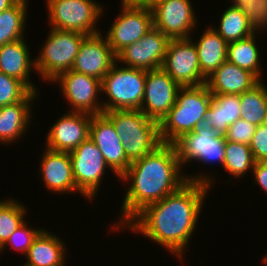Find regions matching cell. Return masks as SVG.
Listing matches in <instances>:
<instances>
[{"instance_id": "obj_1", "label": "cell", "mask_w": 267, "mask_h": 266, "mask_svg": "<svg viewBox=\"0 0 267 266\" xmlns=\"http://www.w3.org/2000/svg\"><path fill=\"white\" fill-rule=\"evenodd\" d=\"M174 144L162 143L153 152L144 155L130 164L128 170L119 178L125 187V196L121 204L119 220L111 223L110 230L122 232V229L147 205L162 200L165 196L178 190L187 181L199 182L209 186L215 185L212 173L189 175L182 170ZM184 171V173L182 172ZM215 178V179H214ZM114 230V231H112Z\"/></svg>"}, {"instance_id": "obj_2", "label": "cell", "mask_w": 267, "mask_h": 266, "mask_svg": "<svg viewBox=\"0 0 267 266\" xmlns=\"http://www.w3.org/2000/svg\"><path fill=\"white\" fill-rule=\"evenodd\" d=\"M208 185L187 181L162 200L147 205L124 228L139 233L185 263V253L197 229L209 195Z\"/></svg>"}, {"instance_id": "obj_3", "label": "cell", "mask_w": 267, "mask_h": 266, "mask_svg": "<svg viewBox=\"0 0 267 266\" xmlns=\"http://www.w3.org/2000/svg\"><path fill=\"white\" fill-rule=\"evenodd\" d=\"M212 100L206 84L181 87L174 106L159 123L162 143L174 144L184 134L202 125Z\"/></svg>"}, {"instance_id": "obj_4", "label": "cell", "mask_w": 267, "mask_h": 266, "mask_svg": "<svg viewBox=\"0 0 267 266\" xmlns=\"http://www.w3.org/2000/svg\"><path fill=\"white\" fill-rule=\"evenodd\" d=\"M103 114L113 123L123 143L125 155L131 163L162 144L159 123L140 110H111Z\"/></svg>"}, {"instance_id": "obj_5", "label": "cell", "mask_w": 267, "mask_h": 266, "mask_svg": "<svg viewBox=\"0 0 267 266\" xmlns=\"http://www.w3.org/2000/svg\"><path fill=\"white\" fill-rule=\"evenodd\" d=\"M146 70L113 64L101 80L103 112L140 110L145 91ZM107 99V100H106Z\"/></svg>"}, {"instance_id": "obj_6", "label": "cell", "mask_w": 267, "mask_h": 266, "mask_svg": "<svg viewBox=\"0 0 267 266\" xmlns=\"http://www.w3.org/2000/svg\"><path fill=\"white\" fill-rule=\"evenodd\" d=\"M86 34L52 29L35 58L36 74L40 80L51 83L61 73L71 70Z\"/></svg>"}, {"instance_id": "obj_7", "label": "cell", "mask_w": 267, "mask_h": 266, "mask_svg": "<svg viewBox=\"0 0 267 266\" xmlns=\"http://www.w3.org/2000/svg\"><path fill=\"white\" fill-rule=\"evenodd\" d=\"M48 25L52 29L93 35L102 32L97 24L104 16L103 4L96 0H46ZM100 19V20H99Z\"/></svg>"}, {"instance_id": "obj_8", "label": "cell", "mask_w": 267, "mask_h": 266, "mask_svg": "<svg viewBox=\"0 0 267 266\" xmlns=\"http://www.w3.org/2000/svg\"><path fill=\"white\" fill-rule=\"evenodd\" d=\"M225 141L224 135L199 125L192 132L184 134L174 145L183 169L191 162L202 163V166L217 163V166L223 167Z\"/></svg>"}, {"instance_id": "obj_9", "label": "cell", "mask_w": 267, "mask_h": 266, "mask_svg": "<svg viewBox=\"0 0 267 266\" xmlns=\"http://www.w3.org/2000/svg\"><path fill=\"white\" fill-rule=\"evenodd\" d=\"M73 177L80 196L89 202L94 201L100 190L102 179L110 167L95 143L88 137L75 150L70 152ZM104 177V178H103Z\"/></svg>"}, {"instance_id": "obj_10", "label": "cell", "mask_w": 267, "mask_h": 266, "mask_svg": "<svg viewBox=\"0 0 267 266\" xmlns=\"http://www.w3.org/2000/svg\"><path fill=\"white\" fill-rule=\"evenodd\" d=\"M52 83L58 84L67 105L71 106L68 112L103 114L101 80L98 78L69 70L61 73Z\"/></svg>"}, {"instance_id": "obj_11", "label": "cell", "mask_w": 267, "mask_h": 266, "mask_svg": "<svg viewBox=\"0 0 267 266\" xmlns=\"http://www.w3.org/2000/svg\"><path fill=\"white\" fill-rule=\"evenodd\" d=\"M193 37L170 39L162 69L181 87L199 86L206 82L201 74Z\"/></svg>"}, {"instance_id": "obj_12", "label": "cell", "mask_w": 267, "mask_h": 266, "mask_svg": "<svg viewBox=\"0 0 267 266\" xmlns=\"http://www.w3.org/2000/svg\"><path fill=\"white\" fill-rule=\"evenodd\" d=\"M191 2V0H160L155 2L150 6L153 27L159 29L169 39L190 38L193 36L191 34L196 31L199 21L195 14L194 4Z\"/></svg>"}, {"instance_id": "obj_13", "label": "cell", "mask_w": 267, "mask_h": 266, "mask_svg": "<svg viewBox=\"0 0 267 266\" xmlns=\"http://www.w3.org/2000/svg\"><path fill=\"white\" fill-rule=\"evenodd\" d=\"M120 9L105 35L115 55L153 28L149 6L120 5Z\"/></svg>"}, {"instance_id": "obj_14", "label": "cell", "mask_w": 267, "mask_h": 266, "mask_svg": "<svg viewBox=\"0 0 267 266\" xmlns=\"http://www.w3.org/2000/svg\"><path fill=\"white\" fill-rule=\"evenodd\" d=\"M181 86L162 68L146 71L145 91L140 111L160 123L174 106Z\"/></svg>"}, {"instance_id": "obj_15", "label": "cell", "mask_w": 267, "mask_h": 266, "mask_svg": "<svg viewBox=\"0 0 267 266\" xmlns=\"http://www.w3.org/2000/svg\"><path fill=\"white\" fill-rule=\"evenodd\" d=\"M169 38L153 27L141 39L128 45L116 55L120 65L146 71L161 68Z\"/></svg>"}, {"instance_id": "obj_16", "label": "cell", "mask_w": 267, "mask_h": 266, "mask_svg": "<svg viewBox=\"0 0 267 266\" xmlns=\"http://www.w3.org/2000/svg\"><path fill=\"white\" fill-rule=\"evenodd\" d=\"M89 138L102 153L106 164L118 179L128 170L131 162L127 159L123 143L113 123L104 115H92Z\"/></svg>"}, {"instance_id": "obj_17", "label": "cell", "mask_w": 267, "mask_h": 266, "mask_svg": "<svg viewBox=\"0 0 267 266\" xmlns=\"http://www.w3.org/2000/svg\"><path fill=\"white\" fill-rule=\"evenodd\" d=\"M91 119V114L66 110V113L49 127L45 140L46 148L69 153L75 150L89 137Z\"/></svg>"}, {"instance_id": "obj_18", "label": "cell", "mask_w": 267, "mask_h": 266, "mask_svg": "<svg viewBox=\"0 0 267 266\" xmlns=\"http://www.w3.org/2000/svg\"><path fill=\"white\" fill-rule=\"evenodd\" d=\"M104 35L103 31L83 39L71 70L99 80L104 78L116 62V55Z\"/></svg>"}, {"instance_id": "obj_19", "label": "cell", "mask_w": 267, "mask_h": 266, "mask_svg": "<svg viewBox=\"0 0 267 266\" xmlns=\"http://www.w3.org/2000/svg\"><path fill=\"white\" fill-rule=\"evenodd\" d=\"M39 160L40 178L45 188L54 194L78 193L73 177L72 161L69 152L54 151L45 147Z\"/></svg>"}, {"instance_id": "obj_20", "label": "cell", "mask_w": 267, "mask_h": 266, "mask_svg": "<svg viewBox=\"0 0 267 266\" xmlns=\"http://www.w3.org/2000/svg\"><path fill=\"white\" fill-rule=\"evenodd\" d=\"M40 93L30 92L21 102L0 107V144L13 145L23 137L32 124V107ZM34 103V104H33ZM33 105V106H32ZM19 140V141H18ZM7 144V145H6Z\"/></svg>"}, {"instance_id": "obj_21", "label": "cell", "mask_w": 267, "mask_h": 266, "mask_svg": "<svg viewBox=\"0 0 267 266\" xmlns=\"http://www.w3.org/2000/svg\"><path fill=\"white\" fill-rule=\"evenodd\" d=\"M27 44L26 39L22 38L0 46V72L22 81L32 92L40 93L30 79L32 71L36 73V67Z\"/></svg>"}, {"instance_id": "obj_22", "label": "cell", "mask_w": 267, "mask_h": 266, "mask_svg": "<svg viewBox=\"0 0 267 266\" xmlns=\"http://www.w3.org/2000/svg\"><path fill=\"white\" fill-rule=\"evenodd\" d=\"M259 81L250 71L242 69L226 60L206 78L205 84L211 94L240 95L251 89Z\"/></svg>"}, {"instance_id": "obj_23", "label": "cell", "mask_w": 267, "mask_h": 266, "mask_svg": "<svg viewBox=\"0 0 267 266\" xmlns=\"http://www.w3.org/2000/svg\"><path fill=\"white\" fill-rule=\"evenodd\" d=\"M67 247L63 239L44 229L34 239L20 266H66Z\"/></svg>"}, {"instance_id": "obj_24", "label": "cell", "mask_w": 267, "mask_h": 266, "mask_svg": "<svg viewBox=\"0 0 267 266\" xmlns=\"http://www.w3.org/2000/svg\"><path fill=\"white\" fill-rule=\"evenodd\" d=\"M205 29L194 44L201 74L207 78L227 60L228 43L210 24Z\"/></svg>"}, {"instance_id": "obj_25", "label": "cell", "mask_w": 267, "mask_h": 266, "mask_svg": "<svg viewBox=\"0 0 267 266\" xmlns=\"http://www.w3.org/2000/svg\"><path fill=\"white\" fill-rule=\"evenodd\" d=\"M240 95L212 94V100L202 125L225 135L230 125L240 119Z\"/></svg>"}, {"instance_id": "obj_26", "label": "cell", "mask_w": 267, "mask_h": 266, "mask_svg": "<svg viewBox=\"0 0 267 266\" xmlns=\"http://www.w3.org/2000/svg\"><path fill=\"white\" fill-rule=\"evenodd\" d=\"M257 33L251 36L228 43L227 60L238 67L253 73L259 80H263L264 70L260 59L261 50L257 46ZM260 50V51H259ZM263 73V74H262Z\"/></svg>"}, {"instance_id": "obj_27", "label": "cell", "mask_w": 267, "mask_h": 266, "mask_svg": "<svg viewBox=\"0 0 267 266\" xmlns=\"http://www.w3.org/2000/svg\"><path fill=\"white\" fill-rule=\"evenodd\" d=\"M28 1L18 0L0 13V46L25 38Z\"/></svg>"}, {"instance_id": "obj_28", "label": "cell", "mask_w": 267, "mask_h": 266, "mask_svg": "<svg viewBox=\"0 0 267 266\" xmlns=\"http://www.w3.org/2000/svg\"><path fill=\"white\" fill-rule=\"evenodd\" d=\"M260 80L251 89L240 94V119L259 126L267 113V85Z\"/></svg>"}, {"instance_id": "obj_29", "label": "cell", "mask_w": 267, "mask_h": 266, "mask_svg": "<svg viewBox=\"0 0 267 266\" xmlns=\"http://www.w3.org/2000/svg\"><path fill=\"white\" fill-rule=\"evenodd\" d=\"M218 22V27L210 25L227 43L241 40L254 34L246 15L233 6H228L222 12Z\"/></svg>"}, {"instance_id": "obj_30", "label": "cell", "mask_w": 267, "mask_h": 266, "mask_svg": "<svg viewBox=\"0 0 267 266\" xmlns=\"http://www.w3.org/2000/svg\"><path fill=\"white\" fill-rule=\"evenodd\" d=\"M255 160L249 145L232 141H225V156L223 171L232 178H242L252 171ZM247 173V174H246Z\"/></svg>"}, {"instance_id": "obj_31", "label": "cell", "mask_w": 267, "mask_h": 266, "mask_svg": "<svg viewBox=\"0 0 267 266\" xmlns=\"http://www.w3.org/2000/svg\"><path fill=\"white\" fill-rule=\"evenodd\" d=\"M6 199L0 200V241L3 244L26 221L25 217L28 218L29 210L21 200L19 202L18 198L10 196Z\"/></svg>"}, {"instance_id": "obj_32", "label": "cell", "mask_w": 267, "mask_h": 266, "mask_svg": "<svg viewBox=\"0 0 267 266\" xmlns=\"http://www.w3.org/2000/svg\"><path fill=\"white\" fill-rule=\"evenodd\" d=\"M231 6L241 10L249 26L257 34L267 31V0H229ZM261 32V33H260Z\"/></svg>"}, {"instance_id": "obj_33", "label": "cell", "mask_w": 267, "mask_h": 266, "mask_svg": "<svg viewBox=\"0 0 267 266\" xmlns=\"http://www.w3.org/2000/svg\"><path fill=\"white\" fill-rule=\"evenodd\" d=\"M30 92L22 81L0 72V107L21 102Z\"/></svg>"}, {"instance_id": "obj_34", "label": "cell", "mask_w": 267, "mask_h": 266, "mask_svg": "<svg viewBox=\"0 0 267 266\" xmlns=\"http://www.w3.org/2000/svg\"><path fill=\"white\" fill-rule=\"evenodd\" d=\"M29 225L30 221H25L20 227L16 229V231L9 237L7 242L4 244V251H6L5 249H7L8 247H10L16 250L17 252H21V254H27L34 239L44 229L42 227H30Z\"/></svg>"}, {"instance_id": "obj_35", "label": "cell", "mask_w": 267, "mask_h": 266, "mask_svg": "<svg viewBox=\"0 0 267 266\" xmlns=\"http://www.w3.org/2000/svg\"><path fill=\"white\" fill-rule=\"evenodd\" d=\"M255 125L243 119H238L229 126L225 133V140L249 145L256 130Z\"/></svg>"}, {"instance_id": "obj_36", "label": "cell", "mask_w": 267, "mask_h": 266, "mask_svg": "<svg viewBox=\"0 0 267 266\" xmlns=\"http://www.w3.org/2000/svg\"><path fill=\"white\" fill-rule=\"evenodd\" d=\"M255 162H267V127L259 125L249 143Z\"/></svg>"}, {"instance_id": "obj_37", "label": "cell", "mask_w": 267, "mask_h": 266, "mask_svg": "<svg viewBox=\"0 0 267 266\" xmlns=\"http://www.w3.org/2000/svg\"><path fill=\"white\" fill-rule=\"evenodd\" d=\"M250 173H253V183H256L267 194V162H255Z\"/></svg>"}, {"instance_id": "obj_38", "label": "cell", "mask_w": 267, "mask_h": 266, "mask_svg": "<svg viewBox=\"0 0 267 266\" xmlns=\"http://www.w3.org/2000/svg\"><path fill=\"white\" fill-rule=\"evenodd\" d=\"M121 5L151 6V0H120Z\"/></svg>"}, {"instance_id": "obj_39", "label": "cell", "mask_w": 267, "mask_h": 266, "mask_svg": "<svg viewBox=\"0 0 267 266\" xmlns=\"http://www.w3.org/2000/svg\"><path fill=\"white\" fill-rule=\"evenodd\" d=\"M18 0H0V13L12 7Z\"/></svg>"}, {"instance_id": "obj_40", "label": "cell", "mask_w": 267, "mask_h": 266, "mask_svg": "<svg viewBox=\"0 0 267 266\" xmlns=\"http://www.w3.org/2000/svg\"><path fill=\"white\" fill-rule=\"evenodd\" d=\"M4 251V244L0 241V255L3 254Z\"/></svg>"}, {"instance_id": "obj_41", "label": "cell", "mask_w": 267, "mask_h": 266, "mask_svg": "<svg viewBox=\"0 0 267 266\" xmlns=\"http://www.w3.org/2000/svg\"><path fill=\"white\" fill-rule=\"evenodd\" d=\"M262 125L267 127V113H266V115H265V117L263 119Z\"/></svg>"}, {"instance_id": "obj_42", "label": "cell", "mask_w": 267, "mask_h": 266, "mask_svg": "<svg viewBox=\"0 0 267 266\" xmlns=\"http://www.w3.org/2000/svg\"><path fill=\"white\" fill-rule=\"evenodd\" d=\"M262 259H263L262 262L264 263V265L267 266V255H265Z\"/></svg>"}, {"instance_id": "obj_43", "label": "cell", "mask_w": 267, "mask_h": 266, "mask_svg": "<svg viewBox=\"0 0 267 266\" xmlns=\"http://www.w3.org/2000/svg\"><path fill=\"white\" fill-rule=\"evenodd\" d=\"M160 0H151V5Z\"/></svg>"}]
</instances>
